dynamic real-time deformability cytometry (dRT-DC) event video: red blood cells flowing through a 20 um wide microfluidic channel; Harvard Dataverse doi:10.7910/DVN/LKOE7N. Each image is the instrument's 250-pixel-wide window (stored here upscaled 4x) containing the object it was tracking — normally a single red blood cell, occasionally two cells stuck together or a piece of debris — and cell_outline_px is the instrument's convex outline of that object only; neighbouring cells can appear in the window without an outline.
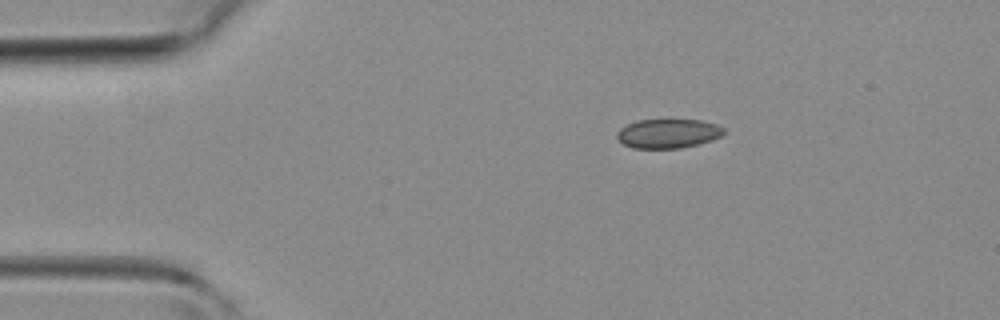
{"species": "common noctule bat (a hibernating species)", "species_latin": "Nyctalus noctula", "temperature_condition": "room temperature", "stored_images_in_passage": 37, "camera_frame_rate_fps": 3000, "um_per_image_px": 0.085, "animal": {"sex": "female", "body_mass_g": 19.3, "forearm_length_mm": 54.1}, "frame": {"image": 1, "passage_image": 1, "time_ms": 0.0, "image_size_px": [1000, 320], "cell_outline_px": [[724, 132], [720, 136], [712, 140], [680, 148], [632, 148], [624, 144], [616, 136], [616, 132], [620, 128], [636, 120], [700, 120], [716, 124], [724, 128]], "centroid_in_image_um": [56.76, 11.34], "position_along_channel_um": 28.2, "area_um2": 18.03}}
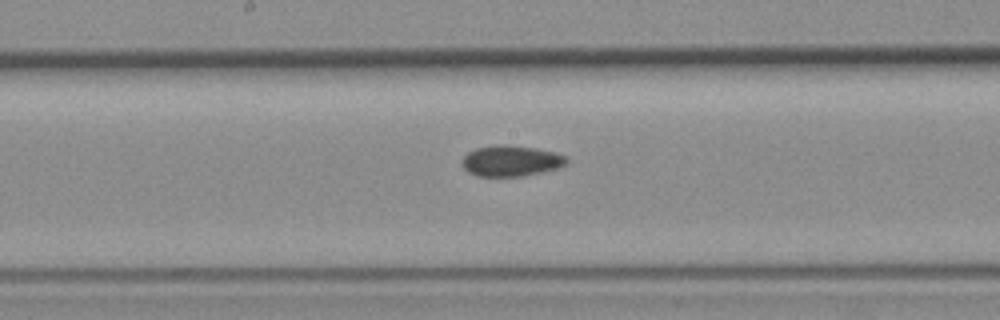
{"frame": {"image": 2, "passage_image": 16, "time_ms": 5.0, "image_size_px": [1000, 320], "cell_outline_px": [[568, 164], [556, 168], [524, 176], [476, 176], [468, 172], [460, 164], [460, 160], [468, 152], [476, 148], [504, 144], [536, 148], [556, 152], [564, 156], [568, 160]], "centroid_in_image_um": [43.41, 13.67], "position_along_channel_um": 204.8, "area_um2": 18.84}}
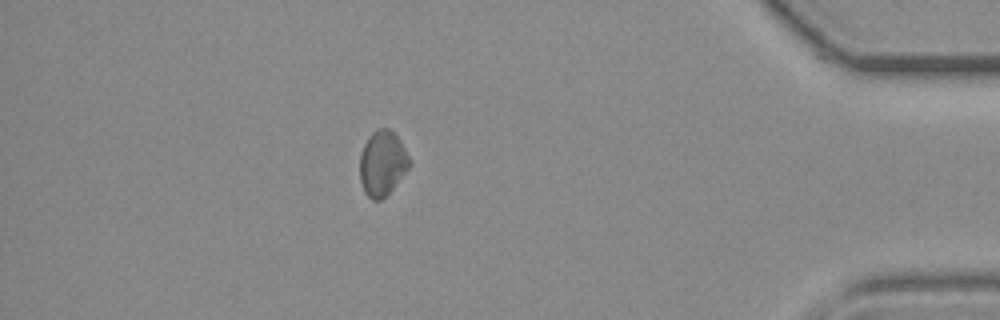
{"frame": {"image": 3, "passage_image": 32, "time_ms": 10.333, "image_size_px": [1000, 320], "cell_outline_px": [[412, 164], [392, 188], [380, 200], [372, 200], [364, 192], [360, 180], [360, 156], [364, 144], [372, 132], [376, 128], [388, 128], [400, 140]], "centroid_in_image_um": [32.49, 13.87], "position_along_channel_um": 402.7, "area_um2": 18.55}}